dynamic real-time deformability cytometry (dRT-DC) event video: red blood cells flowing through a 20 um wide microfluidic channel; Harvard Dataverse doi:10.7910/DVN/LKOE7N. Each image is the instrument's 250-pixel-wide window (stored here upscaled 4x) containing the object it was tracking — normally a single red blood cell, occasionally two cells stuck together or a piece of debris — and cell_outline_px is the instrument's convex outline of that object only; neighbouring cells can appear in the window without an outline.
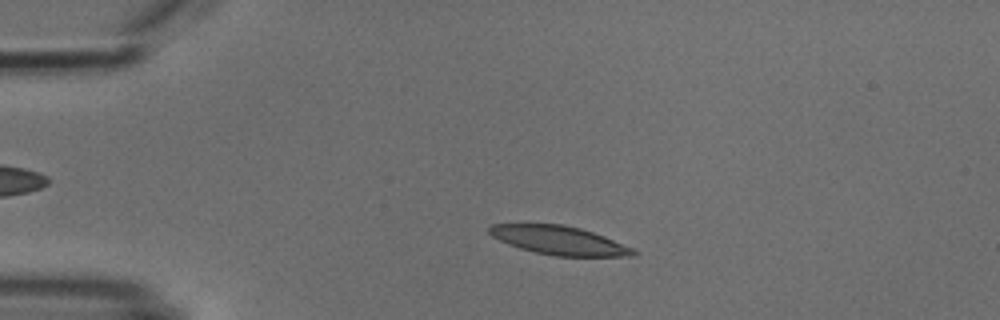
{"species": "common noctule bat (a hibernating species)", "species_latin": "Nyctalus noctula", "temperature_condition": "cold", "stored_images_in_passage": 4, "camera_frame_rate_fps": 3000, "um_per_image_px": 0.085, "animal": {"sex": "male", "body_mass_g": 18.8}, "frame": {"image": 1, "passage_image": 2, "time_ms": 1.333, "image_size_px": [1000, 320], "cell_outline_px": [[640, 252], [636, 256], [556, 256], [536, 252], [520, 248], [508, 244], [492, 236], [488, 232], [488, 228], [492, 224], [564, 224], [580, 228], [604, 236], [632, 248]], "centroid_in_image_um": [47.54, 20.43], "position_along_channel_um": 37.5, "area_um2": 23.93}}
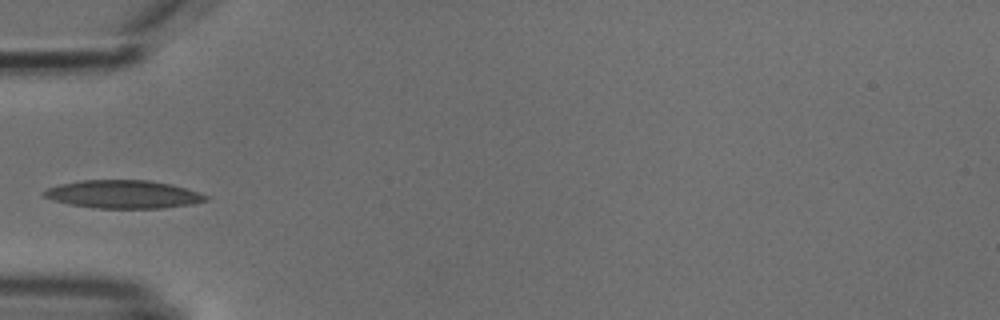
{"frame": {"image": 2, "passage_image": 3, "time_ms": 3.333, "image_size_px": [1000, 320], "cell_outline_px": [[208, 200], [192, 204], [160, 208], [92, 208], [68, 204], [52, 200], [44, 196], [40, 192], [48, 188], [60, 184], [80, 180], [148, 180], [172, 184], [200, 192], [208, 196]], "centroid_in_image_um": [10.46, 16.51], "position_along_channel_um": 74.5, "area_um2": 26.65}}
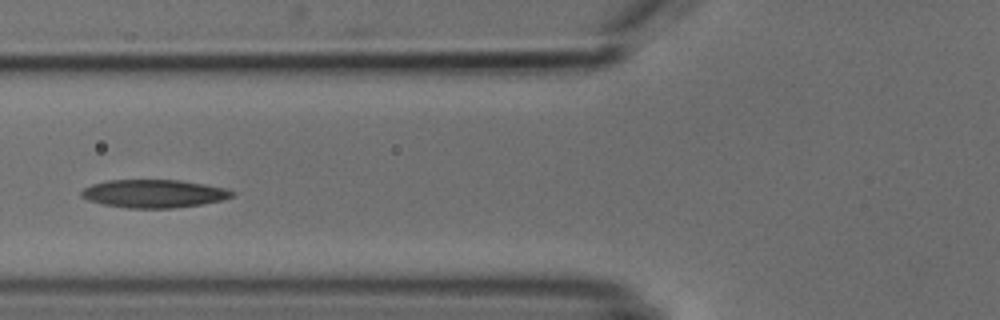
{"frame": {"image": 3, "passage_image": 4, "time_ms": 4.333, "image_size_px": [1000, 320], "cell_outline_px": [[236, 192], [232, 196], [220, 200], [200, 204], [176, 208], [128, 208], [104, 204], [88, 200], [80, 196], [80, 192], [84, 188], [92, 184], [108, 180], [180, 180], [228, 188]], "centroid_in_image_um": [13.08, 16.45], "position_along_channel_um": 112.7, "area_um2": 24.62}}